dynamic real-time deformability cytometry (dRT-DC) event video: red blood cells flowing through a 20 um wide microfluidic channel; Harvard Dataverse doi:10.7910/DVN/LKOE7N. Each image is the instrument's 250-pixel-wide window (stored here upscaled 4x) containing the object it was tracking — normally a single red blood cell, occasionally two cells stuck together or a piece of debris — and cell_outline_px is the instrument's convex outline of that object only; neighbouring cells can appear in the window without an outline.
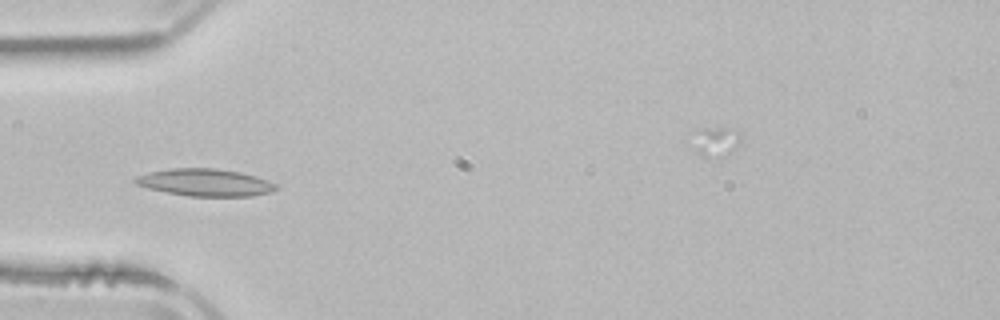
{"species": "common noctule bat (a hibernating species)", "species_latin": "Nyctalus noctula", "temperature_condition": "room temperature", "stored_images_in_passage": 4, "camera_frame_rate_fps": 3000, "um_per_image_px": 0.085, "animal": {"sex": "male", "body_mass_g": 21.5, "forearm_length_mm": 52.0}, "frame": {"image": 1, "passage_image": 3, "time_ms": 2.667, "image_size_px": [1000, 320], "cell_outline_px": [[280, 188], [272, 192], [252, 196], [188, 196], [148, 188], [136, 184], [132, 180], [136, 176], [148, 172], [172, 168], [216, 168], [240, 172], [256, 176], [268, 180], [276, 184]], "centroid_in_image_um": [17.47, 15.51], "position_along_channel_um": 67.5, "area_um2": 22.48}}
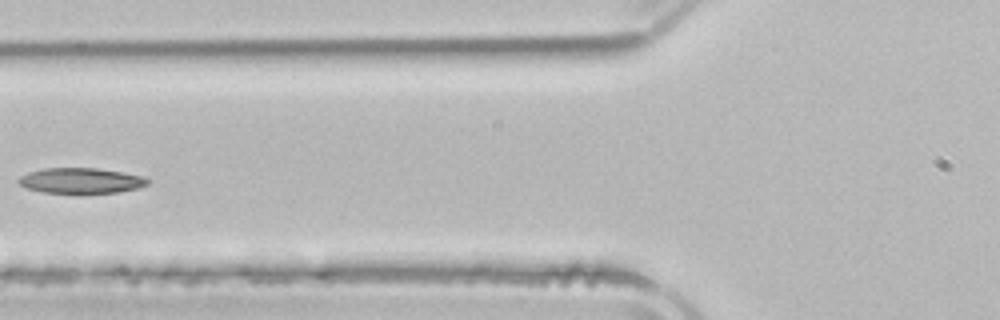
{"frame": {"image": 2, "passage_image": 4, "time_ms": 4.0, "image_size_px": [1000, 320], "cell_outline_px": [[148, 184], [136, 188], [120, 192], [80, 196], [40, 192], [16, 184], [16, 180], [20, 176], [28, 172], [44, 168], [96, 168], [120, 172], [140, 176], [148, 180]], "centroid_in_image_um": [6.78, 15.41], "position_along_channel_um": 119.0, "area_um2": 19.94}}